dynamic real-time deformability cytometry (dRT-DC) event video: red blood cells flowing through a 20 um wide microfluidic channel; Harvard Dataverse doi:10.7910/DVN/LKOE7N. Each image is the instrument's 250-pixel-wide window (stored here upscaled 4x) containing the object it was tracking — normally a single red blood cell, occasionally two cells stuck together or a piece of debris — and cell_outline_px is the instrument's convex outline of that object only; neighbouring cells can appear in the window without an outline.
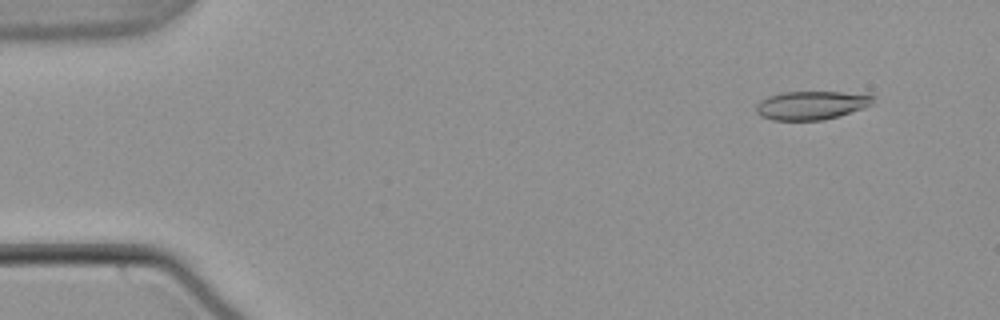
{"species": "common noctule bat (a hibernating species)", "species_latin": "Nyctalus noctula", "temperature_condition": "warm", "stored_images_in_passage": 54, "camera_frame_rate_fps": 3000, "um_per_image_px": 0.085, "animal": {"sex": "male", "body_mass_g": 21.5, "forearm_length_mm": 52.0}, "frame": {"image": 1, "passage_image": 5, "time_ms": 1.333, "image_size_px": [1000, 320], "cell_outline_px": [[876, 96], [872, 104], [864, 108], [824, 120], [772, 120], [760, 116], [756, 112], [756, 104], [760, 100], [768, 96], [784, 92], [840, 92]], "centroid_in_image_um": [68.94, 8.95], "position_along_channel_um": 16.1, "area_um2": 19.42}}
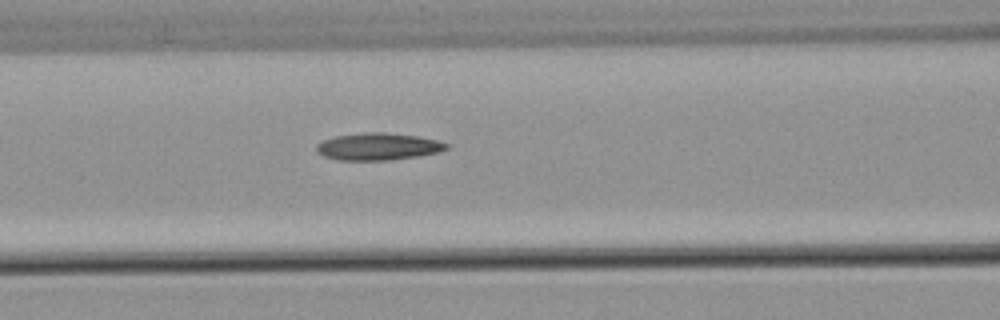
{"frame": {"image": 2, "passage_image": 23, "time_ms": 7.333, "image_size_px": [1000, 320], "cell_outline_px": [[452, 144], [448, 148], [440, 152], [392, 160], [336, 160], [324, 156], [316, 152], [316, 144], [324, 140], [336, 136], [364, 132], [384, 132], [416, 136], [436, 140]], "centroid_in_image_um": [32.14, 12.46], "position_along_channel_um": 134.5, "area_um2": 20.63}}
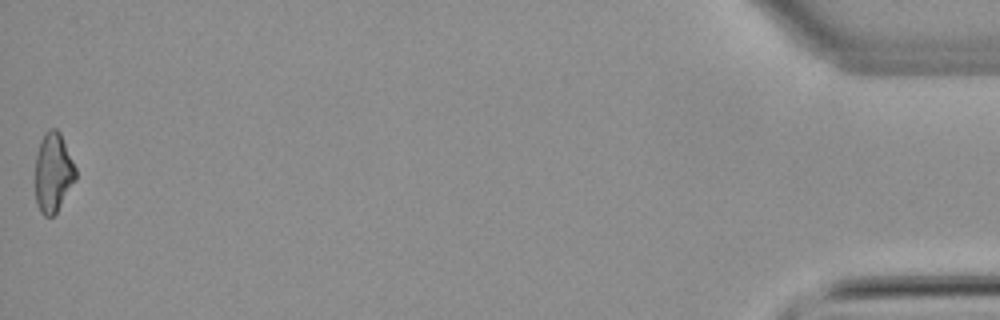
{"frame": {"image": 3, "passage_image": 54, "time_ms": 17.667, "image_size_px": [1000, 320], "cell_outline_px": [[76, 180], [56, 212], [52, 216], [44, 216], [40, 212], [36, 204], [36, 152], [40, 140], [44, 132], [48, 128], [56, 128], [60, 132], [76, 168]], "centroid_in_image_um": [4.51, 14.64], "position_along_channel_um": 430.7, "area_um2": 18.79}, "authors_computed_cell_mechanics": {"area_um2": 19.8543, "velocity_mm_per_s": 3.8291, "shape_relaxation_time_tau1_ms": null, "shape_relaxation_time_tau2_ms": 7.4973, "deformation_change_tau1": null, "deformation_change_tau2": 0.2103}}